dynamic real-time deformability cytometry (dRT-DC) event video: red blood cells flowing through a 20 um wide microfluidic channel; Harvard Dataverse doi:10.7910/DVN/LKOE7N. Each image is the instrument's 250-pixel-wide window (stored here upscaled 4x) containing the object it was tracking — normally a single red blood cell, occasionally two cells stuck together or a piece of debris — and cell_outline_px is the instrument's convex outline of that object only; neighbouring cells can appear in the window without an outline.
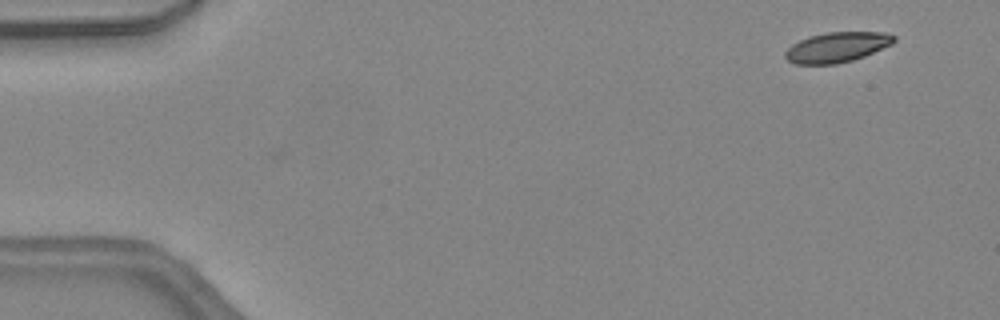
{"species": "common noctule bat (a hibernating species)", "species_latin": "Nyctalus noctula", "temperature_condition": "warm", "stored_images_in_passage": 44, "camera_frame_rate_fps": 3000, "um_per_image_px": 0.085, "animal": {"sex": "female", "body_mass_g": 24.6, "forearm_length_mm": 56.2}, "frame": {"image": 1, "passage_image": 1, "time_ms": 0.0, "image_size_px": [1000, 320], "cell_outline_px": [[896, 40], [892, 44], [864, 56], [852, 60], [836, 64], [796, 64], [788, 60], [784, 56], [784, 52], [792, 44], [808, 36], [828, 32], [884, 32], [896, 36]], "centroid_in_image_um": [71.14, 4.01], "position_along_channel_um": 13.9, "area_um2": 19.07}}
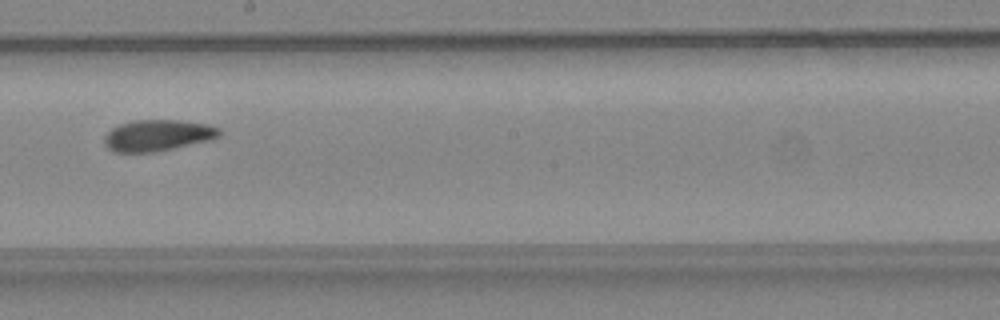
{"frame": {"image": 2, "passage_image": 24, "time_ms": 7.667, "image_size_px": [1000, 320], "cell_outline_px": [[220, 136], [212, 140], [156, 152], [112, 152], [104, 144], [104, 136], [112, 128], [120, 124], [136, 120], [176, 120], [208, 124], [220, 128]], "centroid_in_image_um": [13.41, 11.51], "position_along_channel_um": 234.8, "area_um2": 21.1}}
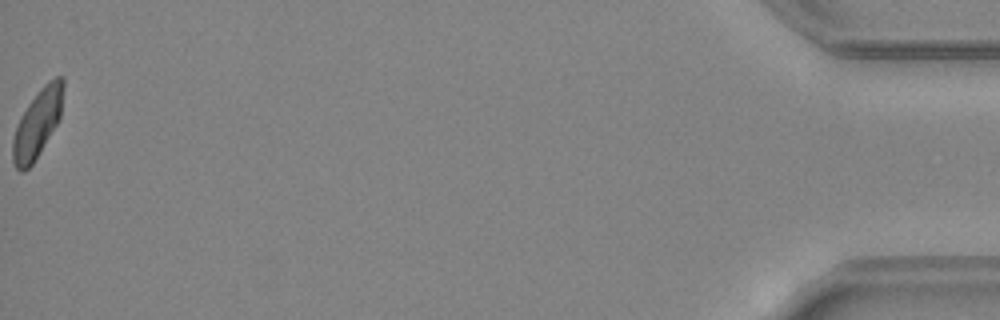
{"frame": {"image": 3, "passage_image": 44, "time_ms": 14.333, "image_size_px": [1000, 320], "cell_outline_px": [[64, 84], [60, 120], [32, 164], [24, 172], [20, 172], [16, 168], [12, 160], [12, 140], [20, 116], [28, 104], [40, 88], [48, 80], [56, 76], [64, 76]], "centroid_in_image_um": [3.19, 10.47], "position_along_channel_um": 432.0, "area_um2": 20.17}, "authors_computed_cell_mechanics": {"area_um2": 20.4612, "velocity_mm_per_s": 4.505, "shape_relaxation_time_tau1_ms": 4.4241, "shape_relaxation_time_tau2_ms": 2.5683, "deformation_change_tau1": 0.153, "deformation_change_tau2": 0.0939}}